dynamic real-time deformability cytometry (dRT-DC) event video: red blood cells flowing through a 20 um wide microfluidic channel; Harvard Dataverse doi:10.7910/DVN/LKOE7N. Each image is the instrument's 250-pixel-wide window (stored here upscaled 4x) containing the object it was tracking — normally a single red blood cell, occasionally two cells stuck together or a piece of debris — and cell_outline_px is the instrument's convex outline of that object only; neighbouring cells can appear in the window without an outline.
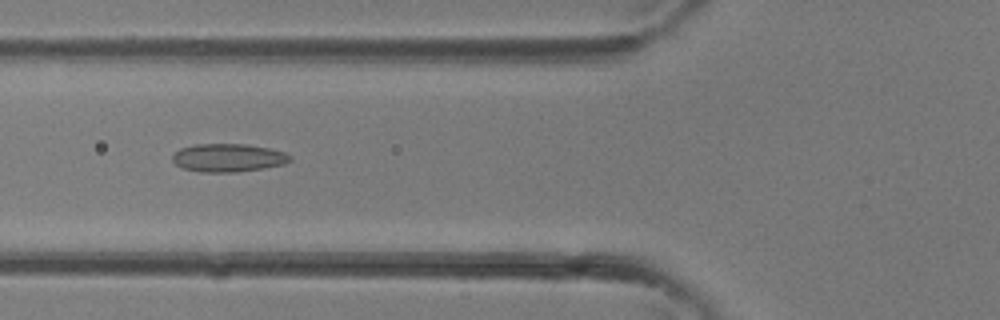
{"species": "common noctule bat (a hibernating species)", "species_latin": "Nyctalus noctula", "temperature_condition": "room temperature", "stored_images_in_passage": 33, "camera_frame_rate_fps": 3000, "um_per_image_px": 0.085, "animal": {"sex": "female"}, "frame": {"image": 1, "passage_image": 10, "time_ms": 3.0, "image_size_px": [1000, 320], "cell_outline_px": [[292, 160], [284, 164], [264, 168], [236, 172], [200, 172], [184, 168], [176, 164], [172, 160], [172, 156], [180, 148], [196, 144], [248, 144], [268, 148], [284, 152], [292, 156]], "centroid_in_image_um": [19.41, 13.41], "position_along_channel_um": 106.4, "area_um2": 19.31}}
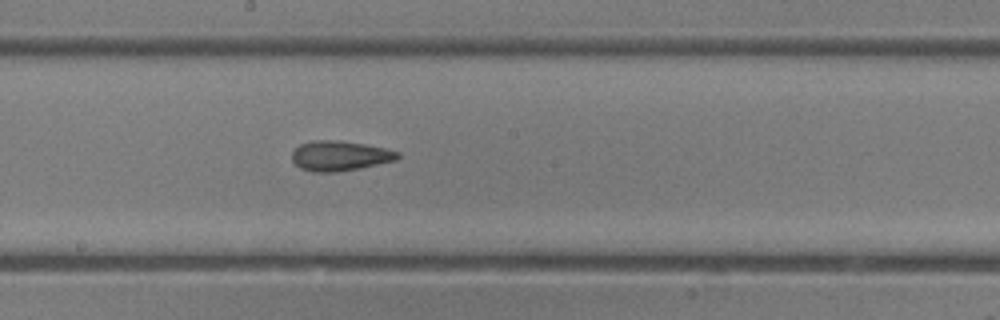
{"frame": {"image": 2, "passage_image": 16, "time_ms": 5.0, "image_size_px": [1000, 320], "cell_outline_px": [[400, 156], [396, 160], [360, 168], [336, 172], [312, 172], [300, 168], [292, 160], [292, 152], [300, 144], [312, 140], [340, 140], [364, 144], [384, 148], [400, 152]], "centroid_in_image_um": [28.87, 13.24], "position_along_channel_um": 219.3, "area_um2": 18.5}}
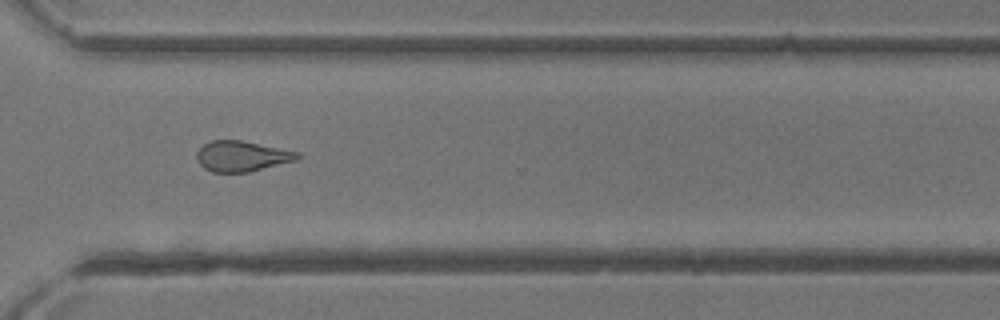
{"frame": {"image": 3, "passage_image": 23, "time_ms": 7.333, "image_size_px": [1000, 320], "cell_outline_px": [[300, 156], [296, 160], [248, 172], [212, 172], [204, 168], [200, 164], [196, 156], [196, 152], [204, 144], [212, 140], [240, 140], [300, 152]], "centroid_in_image_um": [20.54, 13.27], "position_along_channel_um": 350.1, "area_um2": 17.74}}